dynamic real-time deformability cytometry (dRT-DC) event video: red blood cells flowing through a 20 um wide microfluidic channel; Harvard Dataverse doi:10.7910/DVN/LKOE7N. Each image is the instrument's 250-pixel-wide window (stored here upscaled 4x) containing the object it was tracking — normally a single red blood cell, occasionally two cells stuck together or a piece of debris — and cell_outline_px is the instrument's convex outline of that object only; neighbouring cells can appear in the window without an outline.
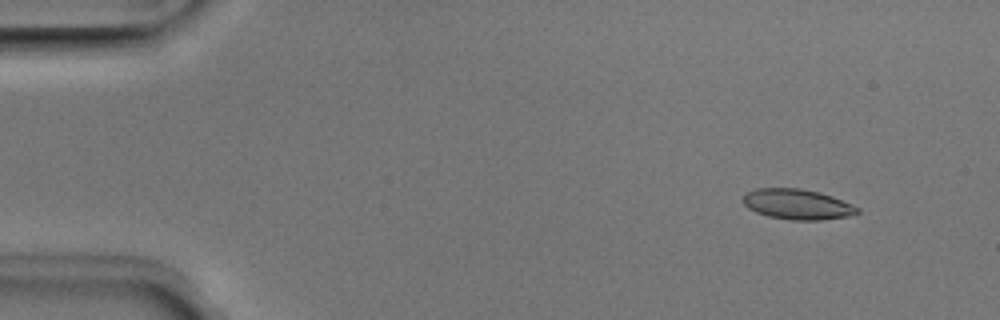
{"species": "Egyptian fruit bat (a non-hibernating species)", "species_latin": "Rousettus aegyptiacus", "temperature_condition": "room temperature", "stored_images_in_passage": 51, "segment_of_instrument_passage": [1, 2], "camera_frame_rate_fps": 3000, "um_per_image_px": 0.085, "animal": {"sex": "male"}, "frame": {"image": 1, "passage_image": 4, "time_ms": 1.0, "image_size_px": [1000, 320], "cell_outline_px": [[860, 212], [848, 216], [820, 220], [788, 220], [768, 216], [756, 212], [748, 208], [744, 204], [744, 196], [748, 192], [756, 188], [800, 188], [820, 192], [832, 196], [852, 204], [860, 208]], "centroid_in_image_um": [67.79, 17.36], "position_along_channel_um": 17.2, "area_um2": 20.23}}
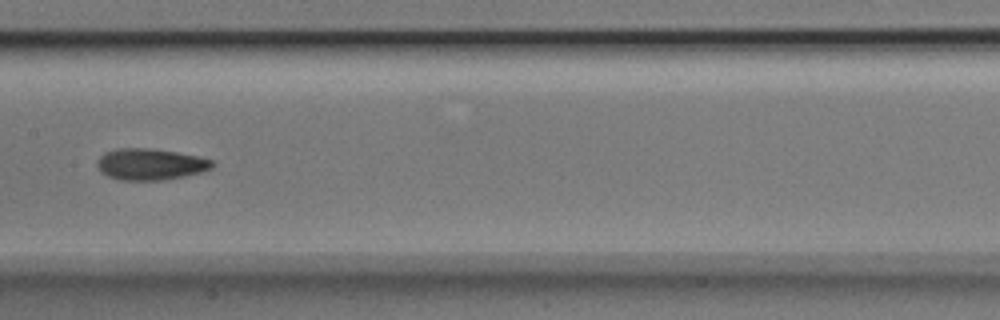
{"frame": {"image": 2, "passage_image": 25, "time_ms": 8.0, "image_size_px": [1000, 320], "cell_outline_px": [[216, 164], [212, 168], [200, 172], [184, 176], [160, 180], [120, 180], [108, 176], [100, 172], [96, 164], [100, 156], [104, 152], [116, 148], [152, 148], [176, 152], [196, 156], [212, 160]], "centroid_in_image_um": [12.75, 13.95], "position_along_channel_um": 194.6, "area_um2": 21.1}}
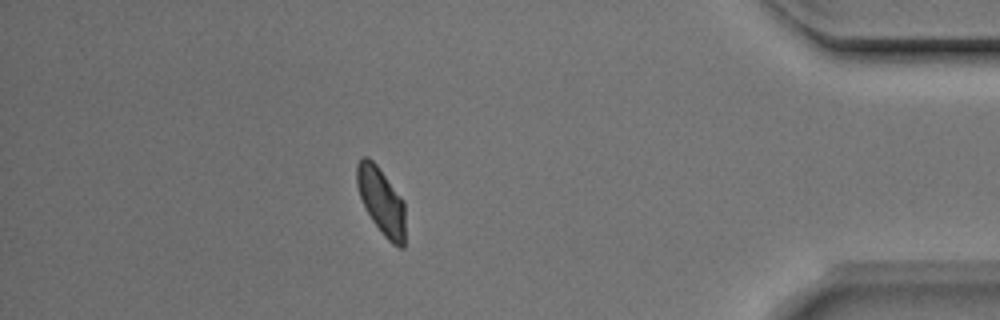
{"frame": {"image": 3, "passage_image": 44, "time_ms": 14.333, "image_size_px": [1000, 320], "cell_outline_px": [[404, 248], [400, 248], [392, 244], [384, 236], [372, 220], [360, 196], [356, 184], [356, 164], [364, 156], [368, 156], [376, 164], [404, 200]], "centroid_in_image_um": [32.41, 17.08], "position_along_channel_um": 402.8, "area_um2": 18.73}}